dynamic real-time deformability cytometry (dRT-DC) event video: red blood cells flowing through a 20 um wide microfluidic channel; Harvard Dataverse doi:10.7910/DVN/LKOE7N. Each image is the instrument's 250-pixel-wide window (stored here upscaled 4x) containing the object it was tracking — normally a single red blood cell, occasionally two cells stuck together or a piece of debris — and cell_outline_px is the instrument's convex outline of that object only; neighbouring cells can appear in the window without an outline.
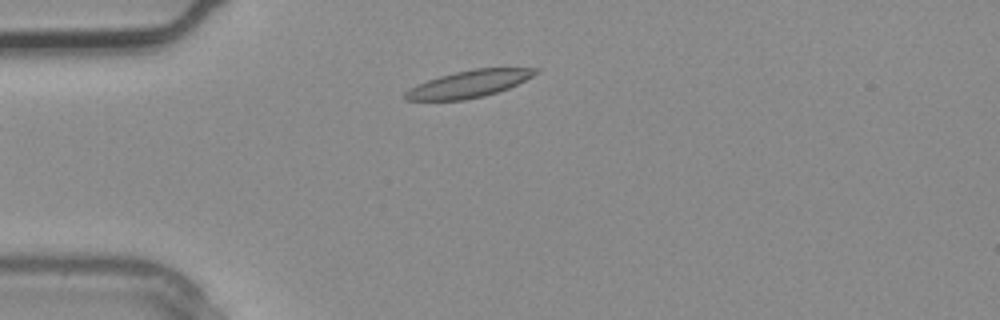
{"species": "common noctule bat (a hibernating species)", "species_latin": "Nyctalus noctula", "temperature_condition": "warm", "stored_images_in_passage": 2, "camera_frame_rate_fps": 3000, "um_per_image_px": 0.085, "animal": {"sex": "male", "body_mass_g": 20.4}, "frame": {"image": 1, "passage_image": 2, "time_ms": 0.333, "image_size_px": [1000, 320], "cell_outline_px": [[540, 72], [508, 88], [484, 96], [464, 100], [404, 100], [404, 92], [408, 88], [416, 84], [440, 76], [472, 68], [540, 68]], "centroid_in_image_um": [39.83, 7.13], "position_along_channel_um": 45.2, "area_um2": 20.46}}